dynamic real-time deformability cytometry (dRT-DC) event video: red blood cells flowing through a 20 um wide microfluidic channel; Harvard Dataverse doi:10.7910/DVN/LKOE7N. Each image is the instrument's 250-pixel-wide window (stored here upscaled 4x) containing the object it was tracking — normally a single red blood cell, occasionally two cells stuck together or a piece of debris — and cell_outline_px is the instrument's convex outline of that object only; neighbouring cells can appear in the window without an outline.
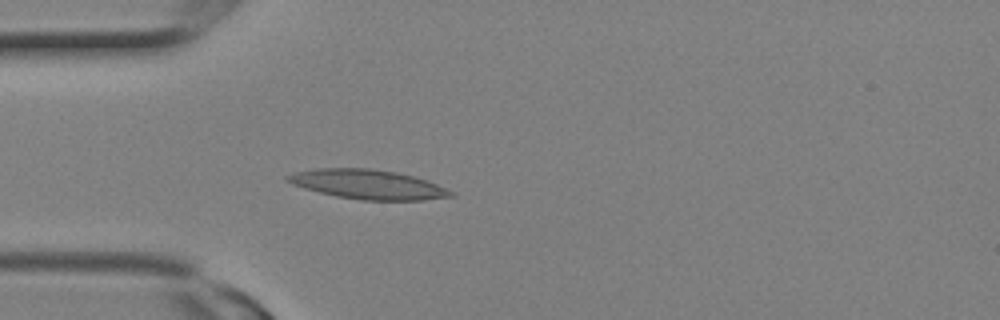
{"species": "Egyptian fruit bat (a non-hibernating species)", "species_latin": "Rousettus aegyptiacus", "temperature_condition": "room temperature", "stored_images_in_passage": 9, "camera_frame_rate_fps": 3000, "um_per_image_px": 0.085, "animal": {"sex": "female"}, "frame": {"image": 1, "passage_image": 6, "time_ms": 1.667, "image_size_px": [1000, 320], "cell_outline_px": [[456, 196], [424, 200], [360, 200], [336, 196], [304, 188], [292, 184], [284, 180], [284, 176], [296, 172], [316, 168], [368, 168], [396, 172], [412, 176], [436, 184], [456, 192]], "centroid_in_image_um": [31.26, 15.68], "position_along_channel_um": 53.7, "area_um2": 27.98}}
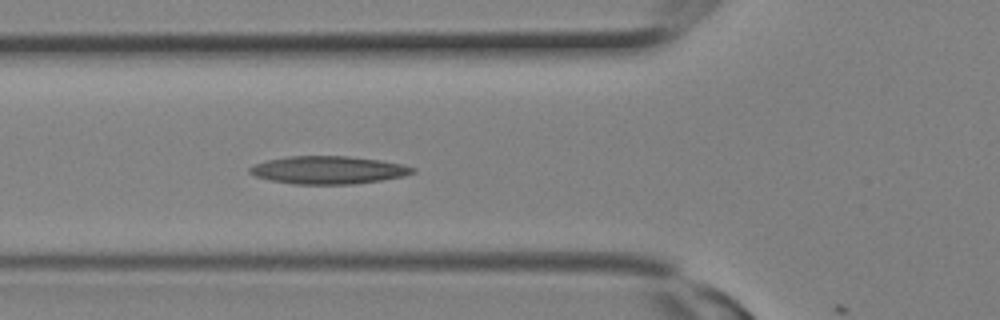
{"frame": {"image": 2, "passage_image": 8, "time_ms": 2.333, "image_size_px": [1000, 320], "cell_outline_px": [[416, 172], [404, 176], [356, 184], [292, 184], [272, 180], [256, 176], [248, 172], [248, 168], [252, 164], [264, 160], [288, 156], [348, 156], [380, 160], [400, 164], [416, 168]], "centroid_in_image_um": [27.87, 14.44], "position_along_channel_um": 97.9, "area_um2": 26.53}}